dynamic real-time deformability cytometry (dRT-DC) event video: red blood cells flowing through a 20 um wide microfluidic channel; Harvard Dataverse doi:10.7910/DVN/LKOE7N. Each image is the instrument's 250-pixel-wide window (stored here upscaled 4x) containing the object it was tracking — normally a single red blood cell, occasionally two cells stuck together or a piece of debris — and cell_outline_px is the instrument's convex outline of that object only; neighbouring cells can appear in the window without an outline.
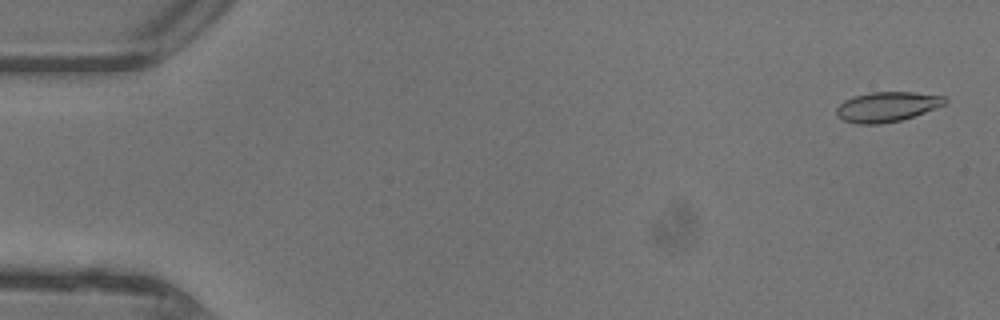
{"species": "common noctule bat (a hibernating species)", "species_latin": "Nyctalus noctula", "temperature_condition": "warm", "stored_images_in_passage": 47, "camera_frame_rate_fps": 3000, "um_per_image_px": 0.085, "animal": {"sex": "female"}, "frame": {"image": 1, "passage_image": 2, "time_ms": 0.333, "image_size_px": [1000, 320], "cell_outline_px": [[948, 104], [900, 120], [880, 124], [856, 124], [844, 120], [836, 116], [836, 108], [844, 100], [852, 96], [872, 92], [912, 92], [944, 96], [948, 100]], "centroid_in_image_um": [75.38, 9.07], "position_along_channel_um": 9.6, "area_um2": 18.96}}
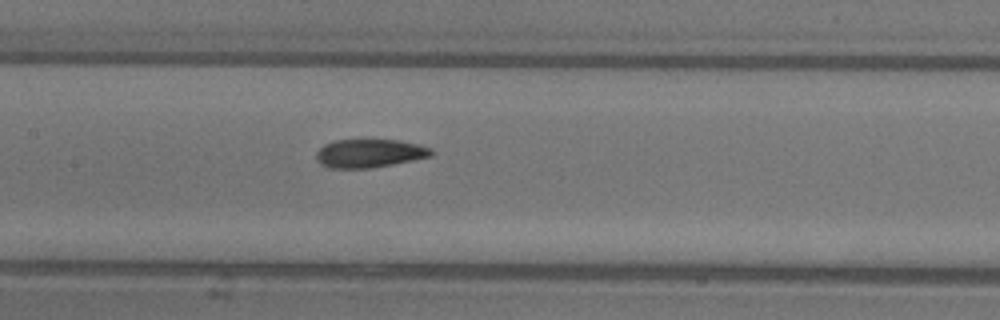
{"frame": {"image": 2, "passage_image": 23, "time_ms": 7.333, "image_size_px": [1000, 320], "cell_outline_px": [[436, 152], [432, 156], [392, 164], [368, 168], [328, 168], [320, 164], [316, 160], [316, 152], [324, 144], [336, 140], [400, 140], [420, 144], [432, 148]], "centroid_in_image_um": [31.43, 13.03], "position_along_channel_um": 176.0, "area_um2": 19.19}}
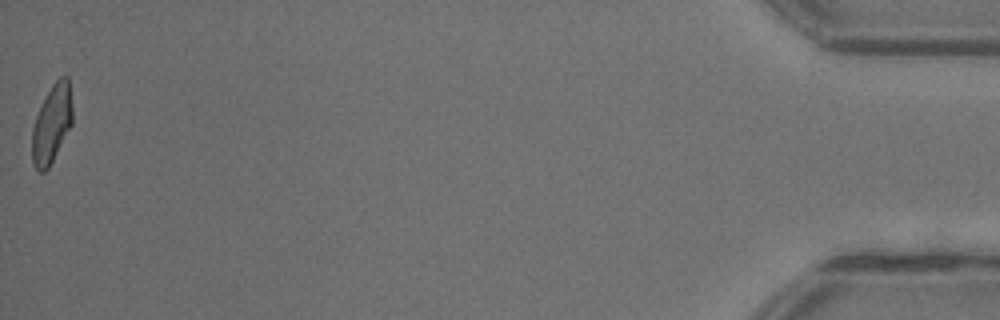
{"frame": {"image": 3, "passage_image": 47, "time_ms": 15.333, "image_size_px": [1000, 320], "cell_outline_px": [[72, 124], [48, 168], [44, 172], [40, 172], [32, 164], [32, 128], [36, 116], [52, 84], [60, 76], [68, 76], [72, 108]], "centroid_in_image_um": [4.4, 10.53], "position_along_channel_um": 430.8, "area_um2": 18.15}, "authors_computed_cell_mechanics": {"area_um2": 19.3052, "velocity_mm_per_s": 4.4573, "shape_relaxation_time_tau1_ms": 4.2231, "shape_relaxation_time_tau2_ms": 2.2354, "deformation_change_tau1": 0.1793, "deformation_change_tau2": 0.0903}}